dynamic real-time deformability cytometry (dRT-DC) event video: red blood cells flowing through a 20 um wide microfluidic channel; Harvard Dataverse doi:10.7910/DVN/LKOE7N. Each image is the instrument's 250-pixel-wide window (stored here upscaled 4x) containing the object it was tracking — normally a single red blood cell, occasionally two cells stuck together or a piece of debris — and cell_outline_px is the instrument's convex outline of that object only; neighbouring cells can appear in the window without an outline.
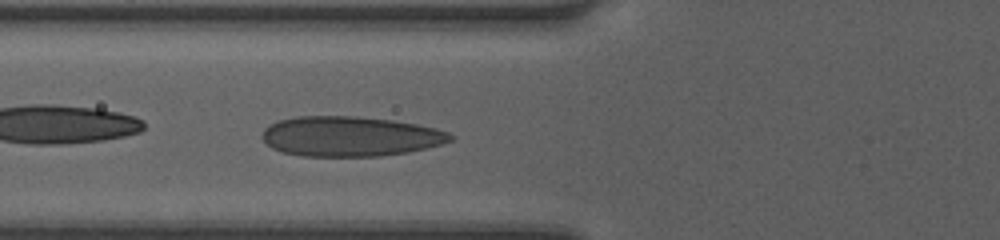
{"species": "human", "species_latin": "Homo sapiens", "temperature_condition": "room temperature", "stored_images_in_passage": 41, "camera_frame_rate_fps": 3000, "um_per_image_px": 0.085, "donor": {"sex": "female"}, "frame": {"image": 1, "passage_image": 12, "time_ms": 3.667, "image_size_px": [1000, 240], "cell_outline_px": [[456, 136], [452, 140], [440, 144], [408, 152], [380, 156], [300, 156], [280, 152], [272, 148], [260, 136], [264, 128], [268, 124], [280, 120], [296, 116], [356, 116], [392, 120], [416, 124], [436, 128], [448, 132]], "centroid_in_image_um": [29.72, 11.59], "position_along_channel_um": 96.1, "area_um2": 44.04}}
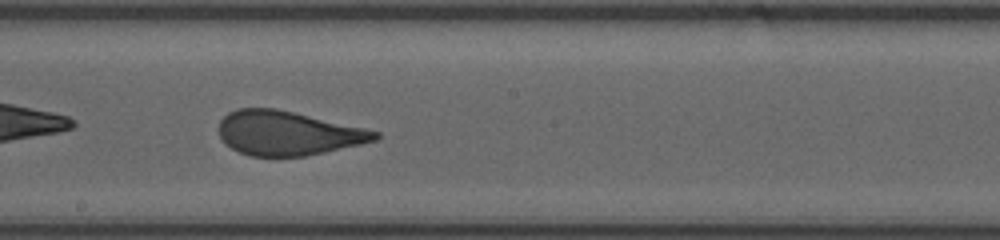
{"frame": {"image": 2, "passage_image": 21, "time_ms": 6.667, "image_size_px": [1000, 240], "cell_outline_px": [[380, 136], [376, 140], [360, 144], [324, 152], [304, 156], [252, 156], [240, 152], [224, 144], [220, 136], [220, 120], [228, 112], [236, 108], [276, 108], [364, 128], [380, 132]], "centroid_in_image_um": [24.43, 11.31], "position_along_channel_um": 223.8, "area_um2": 39.94}}
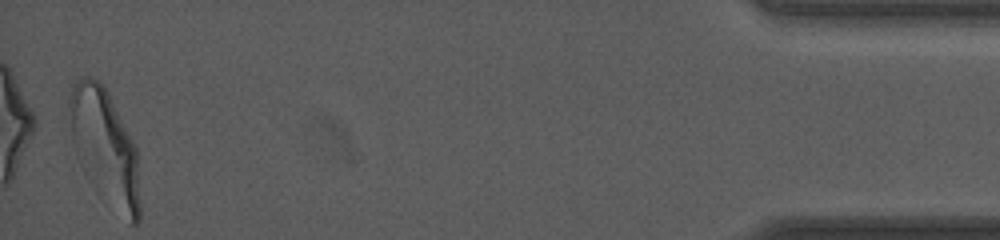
{"frame": {"image": 3, "passage_image": 41, "time_ms": 13.333, "image_size_px": [1000, 240], "cell_outline_px": [[140, 220], [136, 224], [132, 224], [72, 140], [68, 108], [68, 100], [72, 84], [80, 76], [92, 76], [100, 80], [104, 84], [136, 148], [140, 204]], "centroid_in_image_um": [8.94, 12.12], "position_along_channel_um": 426.3, "area_um2": 42.71}, "authors_computed_cell_mechanics": {"area_um2": 41.7316, "velocity_mm_per_s": 4.2397, "shape_relaxation_time_tau1_ms": 4.3052, "shape_relaxation_time_tau2_ms": null, "deformation_change_tau1": 0.1791, "deformation_change_tau2": null}}